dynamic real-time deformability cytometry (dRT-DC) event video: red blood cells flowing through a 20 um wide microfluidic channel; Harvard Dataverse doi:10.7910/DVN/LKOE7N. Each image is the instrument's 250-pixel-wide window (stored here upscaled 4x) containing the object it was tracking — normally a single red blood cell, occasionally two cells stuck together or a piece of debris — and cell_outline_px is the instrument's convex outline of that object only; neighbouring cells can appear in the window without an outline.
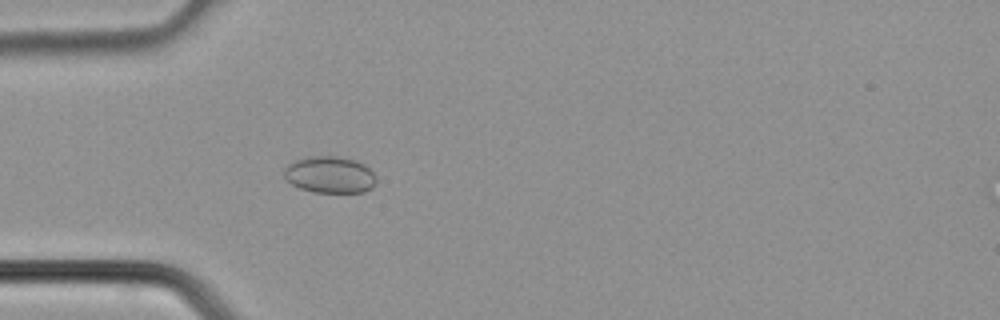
{"species": "common noctule bat (a hibernating species)", "species_latin": "Nyctalus noctula", "temperature_condition": "cold", "stored_images_in_passage": 38, "camera_frame_rate_fps": 3000, "um_per_image_px": 0.085, "animal": {"sex": "male", "body_mass_g": 21.5, "forearm_length_mm": 52.0}, "frame": {"image": 1, "passage_image": 12, "time_ms": 3.667, "image_size_px": [1000, 320], "cell_outline_px": [[372, 184], [368, 188], [360, 192], [320, 192], [304, 188], [288, 180], [288, 168], [304, 160], [348, 160], [360, 164], [372, 176]], "centroid_in_image_um": [28.08, 14.96], "position_along_channel_um": 56.9, "area_um2": 16.47}}
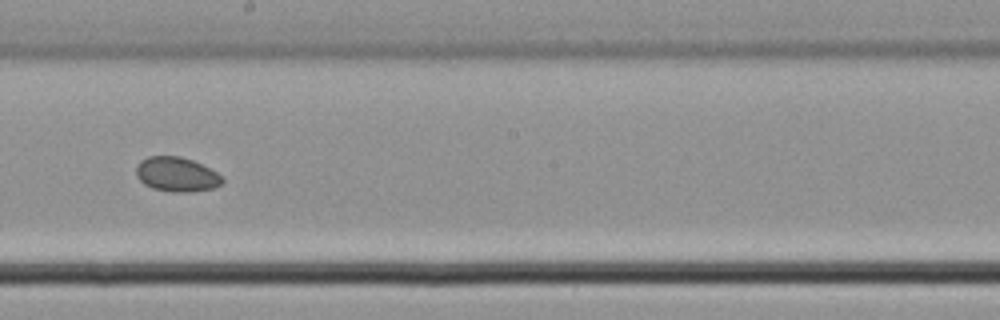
{"frame": {"image": 2, "passage_image": 22, "time_ms": 7.0, "image_size_px": [1000, 320], "cell_outline_px": [[220, 184], [208, 188], [156, 188], [140, 180], [136, 172], [140, 164], [144, 160], [152, 156], [176, 156], [200, 164], [208, 168], [220, 176]], "centroid_in_image_um": [14.97, 14.74], "position_along_channel_um": 233.2, "area_um2": 15.14}}
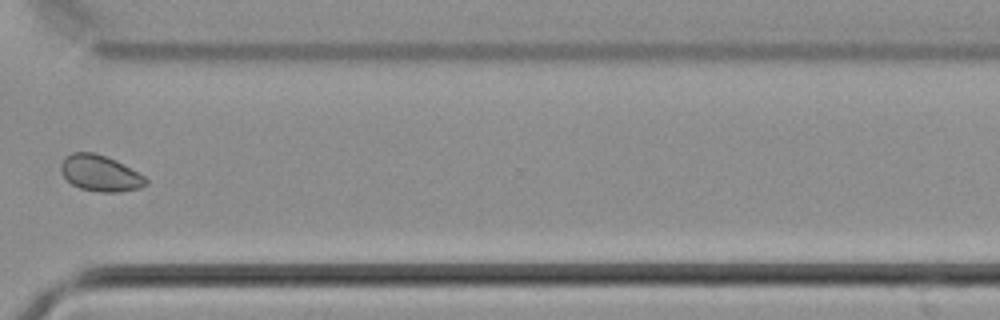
{"frame": {"image": 3, "passage_image": 29, "time_ms": 9.333, "image_size_px": [1000, 320], "cell_outline_px": [[144, 184], [136, 188], [84, 188], [72, 184], [64, 176], [64, 160], [68, 156], [76, 152], [88, 152], [104, 156], [136, 172], [144, 180]], "centroid_in_image_um": [8.42, 14.65], "position_along_channel_um": 362.2, "area_um2": 15.37}}